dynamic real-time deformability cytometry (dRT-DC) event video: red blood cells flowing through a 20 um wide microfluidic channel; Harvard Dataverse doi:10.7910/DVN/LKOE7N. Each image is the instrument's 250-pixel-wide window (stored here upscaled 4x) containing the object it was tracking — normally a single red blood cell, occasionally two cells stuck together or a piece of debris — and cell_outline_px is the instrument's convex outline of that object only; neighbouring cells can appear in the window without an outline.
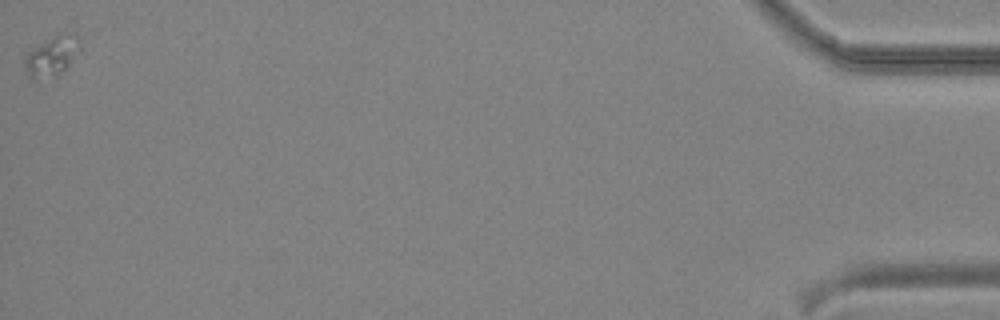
{"species": "common noctule bat (a hibernating species)", "species_latin": "Nyctalus noctula", "temperature_condition": "cold", "stored_images_in_passage": 35, "camera_frame_rate_fps": 3000, "um_per_image_px": 0.085, "animal": {"sex": "male", "body_mass_g": 19.2, "forearm_length_mm": 51.8}, "frame": {"image": 1, "passage_image": 35, "time_ms": 11.333, "image_size_px": [1000, 320], "cell_outline_px": [[68, 64], [56, 76], [28, 76], [24, 68], [24, 56], [32, 48], [52, 36], [68, 32]], "centroid_in_image_um": [4.07, 4.84], "position_along_channel_um": 431.1, "area_um2": 10.52}}